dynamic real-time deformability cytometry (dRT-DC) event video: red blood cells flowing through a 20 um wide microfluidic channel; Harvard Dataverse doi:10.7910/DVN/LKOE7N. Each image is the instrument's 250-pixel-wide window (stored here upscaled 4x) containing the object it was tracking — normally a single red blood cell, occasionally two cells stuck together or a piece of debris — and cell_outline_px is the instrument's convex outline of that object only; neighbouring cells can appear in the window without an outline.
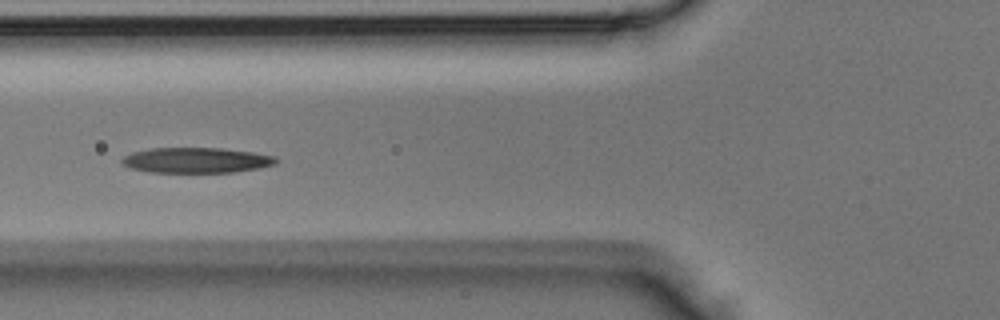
{"species": "Egyptian fruit bat (a non-hibernating species)", "species_latin": "Rousettus aegyptiacus", "temperature_condition": "room temperature", "stored_images_in_passage": 3, "camera_frame_rate_fps": 3000, "um_per_image_px": 0.085, "animal": {"sex": "male"}, "frame": {"image": 1, "passage_image": 3, "time_ms": 0.667, "image_size_px": [1000, 320], "cell_outline_px": [[280, 160], [276, 164], [260, 168], [232, 172], [152, 172], [132, 168], [124, 164], [120, 160], [124, 156], [132, 152], [152, 148], [220, 148], [252, 152], [276, 156]], "centroid_in_image_um": [16.74, 13.61], "position_along_channel_um": 109.1, "area_um2": 22.72}}